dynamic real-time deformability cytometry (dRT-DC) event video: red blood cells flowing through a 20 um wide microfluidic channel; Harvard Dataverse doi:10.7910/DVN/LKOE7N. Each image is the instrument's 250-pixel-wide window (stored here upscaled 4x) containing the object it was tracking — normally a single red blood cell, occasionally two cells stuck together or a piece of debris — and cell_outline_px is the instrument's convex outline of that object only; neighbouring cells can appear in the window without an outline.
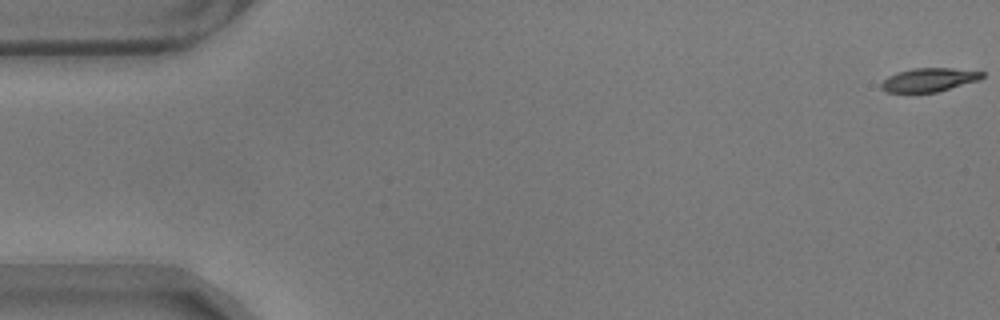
{"species": "common noctule bat (a hibernating species)", "species_latin": "Nyctalus noctula", "temperature_condition": "warm", "stored_images_in_passage": 8, "camera_frame_rate_fps": 3000, "um_per_image_px": 0.085, "animal": {"sex": "male", "body_mass_g": 17.9}, "frame": {"image": 1, "passage_image": 1, "time_ms": 0.0, "image_size_px": [1000, 320], "cell_outline_px": [[984, 76], [980, 80], [936, 92], [916, 96], [884, 92], [880, 88], [880, 84], [888, 76], [896, 72], [912, 68], [952, 68], [984, 72]], "centroid_in_image_um": [78.87, 6.84], "position_along_channel_um": 6.1, "area_um2": 14.68}}